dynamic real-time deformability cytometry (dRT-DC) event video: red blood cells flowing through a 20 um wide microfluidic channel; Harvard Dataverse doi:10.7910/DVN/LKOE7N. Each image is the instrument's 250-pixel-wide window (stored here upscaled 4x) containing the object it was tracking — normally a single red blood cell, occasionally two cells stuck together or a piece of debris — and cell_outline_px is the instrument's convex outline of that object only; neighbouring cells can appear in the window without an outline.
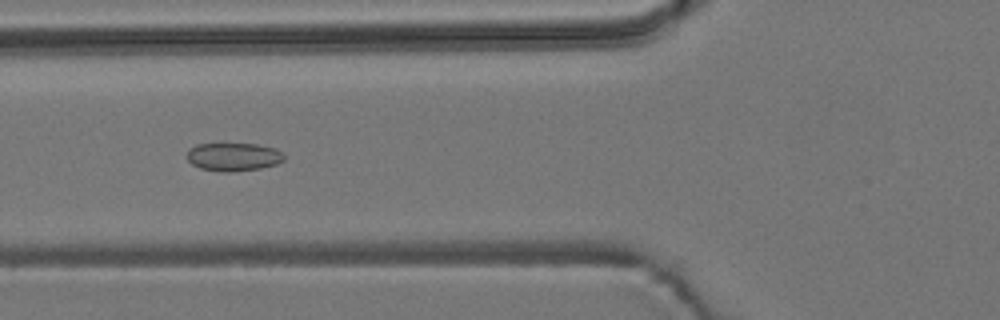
{"species": "common noctule bat (a hibernating species)", "species_latin": "Nyctalus noctula", "temperature_condition": "room temperature", "stored_images_in_passage": 54, "camera_frame_rate_fps": 3000, "um_per_image_px": 0.085, "animal": {"sex": "male", "body_mass_g": 19.2, "forearm_length_mm": 51.8}, "frame": {"image": 1, "passage_image": 20, "time_ms": 6.333, "image_size_px": [1000, 320], "cell_outline_px": [[284, 160], [276, 164], [260, 168], [232, 172], [224, 172], [200, 168], [192, 164], [188, 160], [188, 148], [196, 144], [256, 144], [276, 148], [284, 156]], "centroid_in_image_um": [19.83, 13.33], "position_along_channel_um": 106.0, "area_um2": 15.9}}
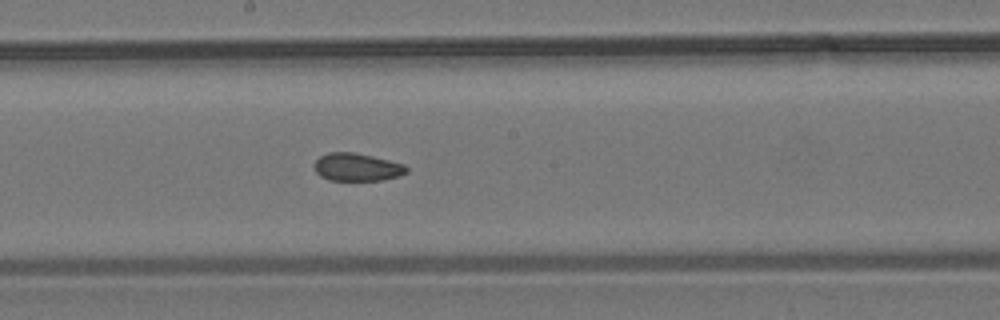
{"frame": {"image": 2, "passage_image": 29, "time_ms": 9.333, "image_size_px": [1000, 320], "cell_outline_px": [[408, 172], [400, 176], [384, 180], [328, 180], [320, 176], [316, 172], [312, 164], [320, 156], [328, 152], [352, 152], [372, 156], [404, 164], [408, 168]], "centroid_in_image_um": [30.33, 14.21], "position_along_channel_um": 217.9, "area_um2": 15.09}}
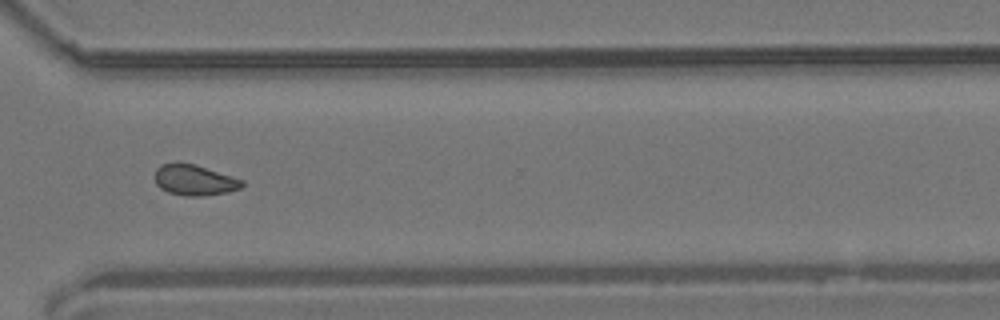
{"frame": {"image": 3, "passage_image": 40, "time_ms": 13.0, "image_size_px": [1000, 320], "cell_outline_px": [[244, 184], [240, 188], [228, 192], [204, 196], [184, 196], [168, 192], [160, 188], [156, 184], [152, 176], [156, 168], [160, 164], [176, 160], [196, 164], [244, 180]], "centroid_in_image_um": [16.46, 15.27], "position_along_channel_um": 354.1, "area_um2": 16.24}, "authors_computed_cell_mechanics": {"area_um2": 15.9239, "velocity_mm_per_s": 3.7143, "shape_relaxation_time_tau1_ms": null, "shape_relaxation_time_tau2_ms": 2.4605, "deformation_change_tau1": null, "deformation_change_tau2": 0.0636}}